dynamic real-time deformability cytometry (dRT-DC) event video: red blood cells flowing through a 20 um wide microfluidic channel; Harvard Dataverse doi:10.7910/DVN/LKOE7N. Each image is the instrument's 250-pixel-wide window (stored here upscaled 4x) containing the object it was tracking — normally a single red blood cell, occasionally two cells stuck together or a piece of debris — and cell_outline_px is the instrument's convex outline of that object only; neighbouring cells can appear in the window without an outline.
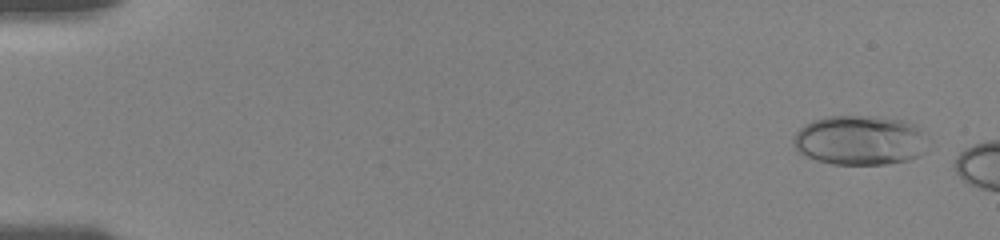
{"species": "human", "species_latin": "Homo sapiens", "temperature_condition": "room temperature", "stored_images_in_passage": 12, "camera_frame_rate_fps": 3000, "um_per_image_px": 0.085, "donor": {"sex": "female"}, "frame": {"image": 1, "passage_image": 5, "time_ms": 0.667, "image_size_px": [1000, 240], "cell_outline_px": [[932, 148], [920, 156], [908, 160], [884, 164], [832, 164], [816, 160], [800, 152], [792, 144], [792, 136], [804, 124], [812, 120], [824, 116], [872, 116], [904, 120], [916, 124], [924, 128]], "centroid_in_image_um": [73.19, 11.91], "position_along_channel_um": 11.8, "area_um2": 40.0}}